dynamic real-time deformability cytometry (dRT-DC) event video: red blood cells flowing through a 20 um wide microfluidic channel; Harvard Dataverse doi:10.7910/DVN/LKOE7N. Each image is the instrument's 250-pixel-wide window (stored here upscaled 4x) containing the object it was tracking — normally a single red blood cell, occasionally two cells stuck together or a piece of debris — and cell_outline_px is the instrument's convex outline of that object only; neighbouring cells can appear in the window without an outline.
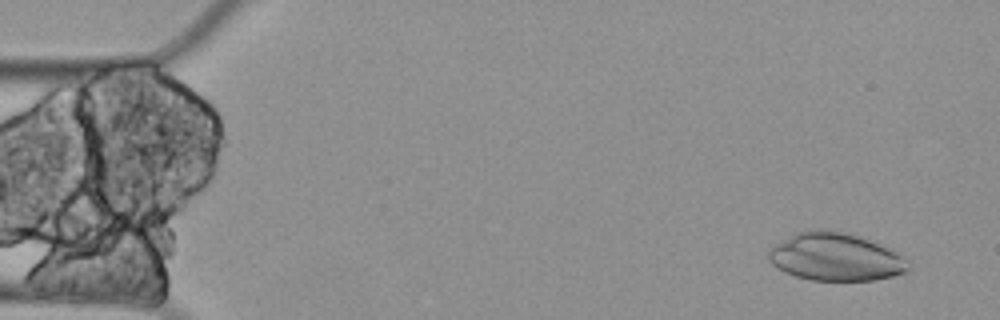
{"species": "Egyptian fruit bat (a non-hibernating species)", "species_latin": "Rousettus aegyptiacus", "temperature_condition": "cold", "stored_images_in_passage": 5, "segment_of_instrument_passage": [2, 2], "camera_frame_rate_fps": 3000, "um_per_image_px": 0.085, "animal": {"sex": "female"}, "frame": {"image": 1, "passage_image": 5, "time_ms": 1.333, "image_size_px": [1000, 320], "cell_outline_px": [[908, 268], [904, 272], [892, 276], [872, 280], [812, 280], [796, 276], [784, 272], [776, 268], [768, 260], [768, 248], [796, 232], [812, 228], [820, 228], [848, 232], [900, 252]], "centroid_in_image_um": [70.95, 21.81], "position_along_channel_um": 14.1, "area_um2": 39.07}}